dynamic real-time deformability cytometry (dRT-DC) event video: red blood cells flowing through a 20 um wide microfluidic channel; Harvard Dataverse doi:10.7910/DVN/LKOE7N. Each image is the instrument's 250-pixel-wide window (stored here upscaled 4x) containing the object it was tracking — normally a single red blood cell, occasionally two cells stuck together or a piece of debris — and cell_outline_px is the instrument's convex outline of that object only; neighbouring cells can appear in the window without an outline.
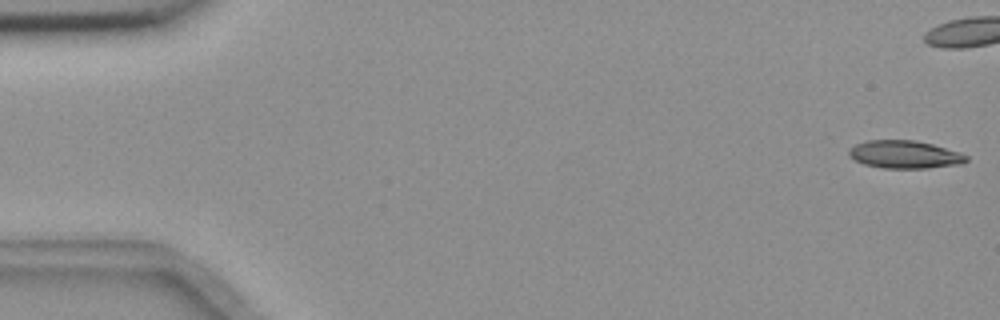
{"species": "common noctule bat (a hibernating species)", "species_latin": "Nyctalus noctula", "temperature_condition": "room temperature", "stored_images_in_passage": 44, "camera_frame_rate_fps": 3000, "um_per_image_px": 0.085, "animal": {"sex": "female", "body_mass_g": 18.4}, "frame": {"image": 1, "passage_image": 1, "time_ms": 0.0, "image_size_px": [1000, 320], "cell_outline_px": [[968, 160], [960, 164], [928, 168], [884, 168], [864, 164], [848, 156], [848, 152], [856, 144], [868, 140], [916, 140], [932, 144], [960, 152], [968, 156]], "centroid_in_image_um": [76.91, 13.13], "position_along_channel_um": 8.1, "area_um2": 18.96}}
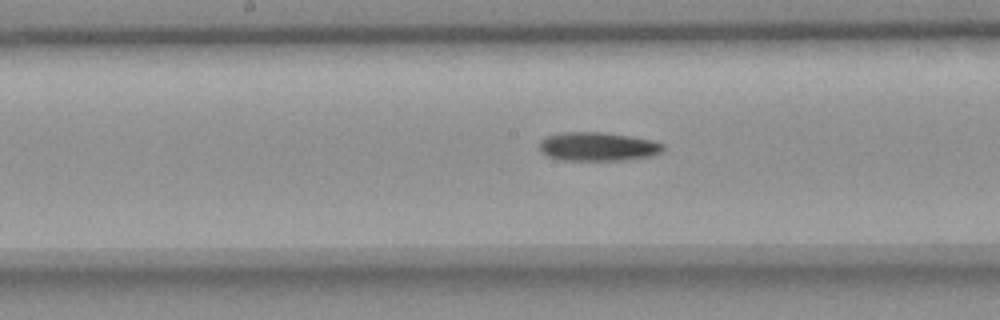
{"frame": {"image": 2, "passage_image": 28, "time_ms": 9.0, "image_size_px": [1000, 320], "cell_outline_px": [[664, 148], [660, 152], [648, 156], [628, 160], [560, 160], [548, 156], [540, 152], [540, 140], [544, 136], [560, 132], [608, 132], [632, 136], [652, 140], [664, 144]], "centroid_in_image_um": [50.78, 12.44], "position_along_channel_um": 197.4, "area_um2": 20.98}}
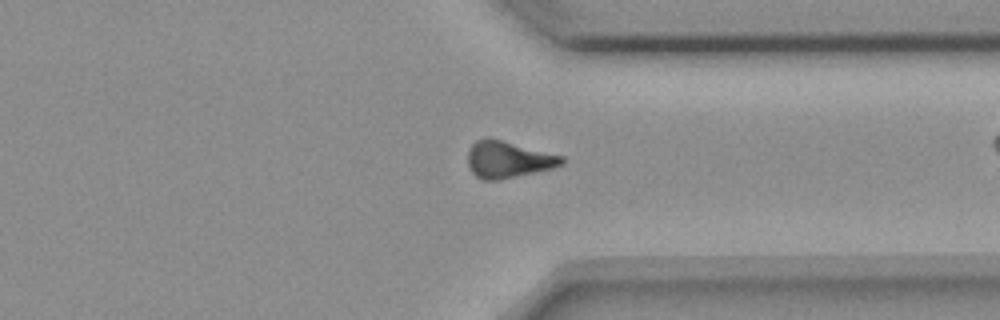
{"frame": {"image": 3, "passage_image": 42, "time_ms": 13.667, "image_size_px": [1000, 320], "cell_outline_px": [[564, 164], [552, 168], [500, 180], [484, 180], [476, 176], [472, 172], [468, 164], [468, 148], [476, 140], [488, 136], [564, 156]], "centroid_in_image_um": [43.18, 13.54], "position_along_channel_um": 368.2, "area_um2": 20.29}}